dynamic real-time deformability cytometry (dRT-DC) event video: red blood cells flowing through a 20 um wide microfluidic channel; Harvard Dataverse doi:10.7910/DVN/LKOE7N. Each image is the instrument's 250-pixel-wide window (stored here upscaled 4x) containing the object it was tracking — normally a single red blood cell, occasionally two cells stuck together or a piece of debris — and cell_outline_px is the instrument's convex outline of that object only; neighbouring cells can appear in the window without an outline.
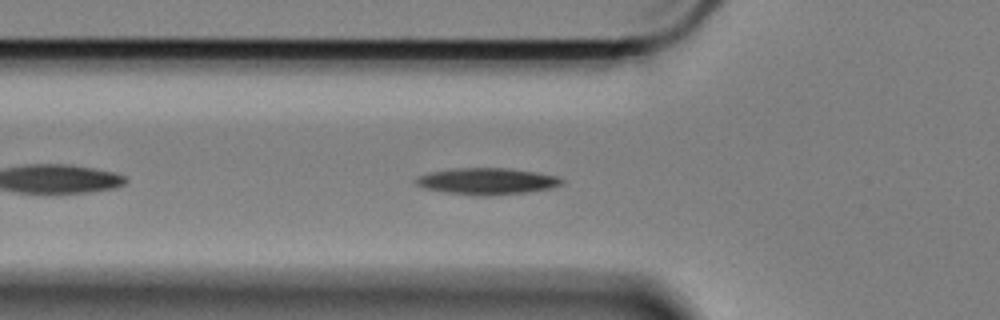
{"species": "Egyptian fruit bat (a non-hibernating species)", "species_latin": "Rousettus aegyptiacus", "temperature_condition": "cold", "stored_images_in_passage": 47, "camera_frame_rate_fps": 3000, "um_per_image_px": 0.085, "animal": {"sex": "female"}, "frame": {"image": 1, "passage_image": 7, "time_ms": 2.0, "image_size_px": [1000, 320], "cell_outline_px": [[564, 184], [552, 188], [528, 192], [488, 196], [480, 196], [448, 192], [424, 188], [416, 184], [416, 176], [432, 172], [456, 168], [508, 168], [536, 172], [556, 176], [564, 180]], "centroid_in_image_um": [41.44, 15.41], "position_along_channel_um": 84.4, "area_um2": 22.48}}
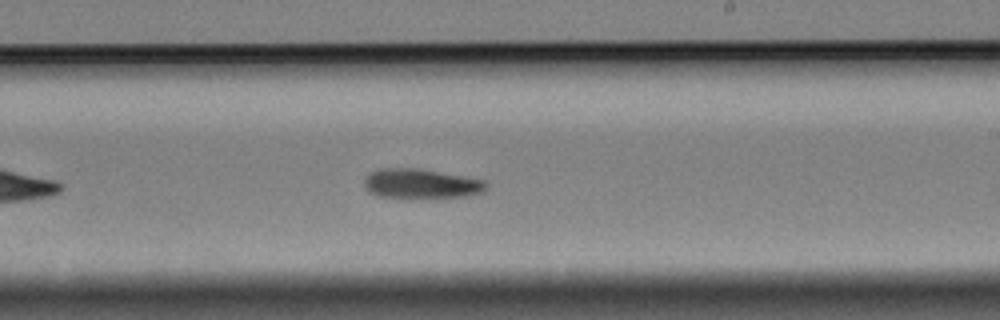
{"frame": {"image": 2, "passage_image": 22, "time_ms": 7.0, "image_size_px": [1000, 320], "cell_outline_px": [[488, 184], [484, 192], [468, 196], [404, 200], [376, 196], [368, 192], [364, 184], [364, 180], [368, 172], [380, 168], [416, 168], [484, 180]], "centroid_in_image_um": [35.73, 15.66], "position_along_channel_um": 253.3, "area_um2": 21.85}}
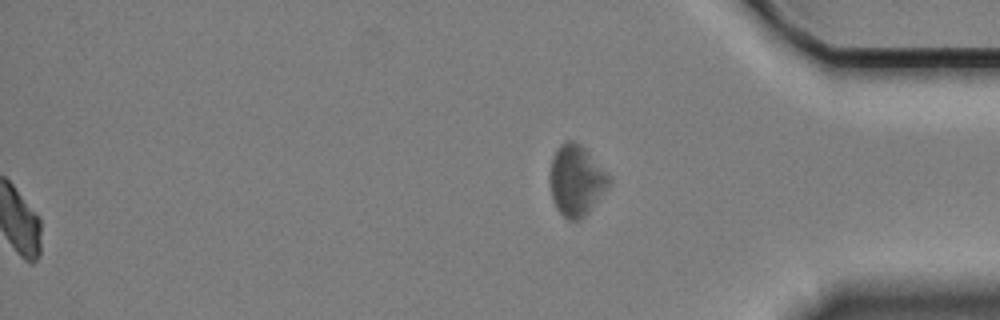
{"frame": {"image": 3, "passage_image": 47, "time_ms": 15.333, "image_size_px": [1000, 320], "cell_outline_px": [[612, 184], [588, 212], [580, 220], [568, 220], [556, 208], [552, 196], [548, 180], [548, 176], [552, 156], [556, 148], [564, 140], [572, 140], [580, 144], [612, 176]], "centroid_in_image_um": [48.99, 15.31], "position_along_channel_um": 386.2, "area_um2": 24.91}, "authors_computed_cell_mechanics": {"area_um2": 20.9814, "velocity_mm_per_s": 3.3708, "shape_relaxation_time_tau1_ms": 5.0431, "shape_relaxation_time_tau2_ms": null, "deformation_change_tau1": 0.1289, "deformation_change_tau2": null}}